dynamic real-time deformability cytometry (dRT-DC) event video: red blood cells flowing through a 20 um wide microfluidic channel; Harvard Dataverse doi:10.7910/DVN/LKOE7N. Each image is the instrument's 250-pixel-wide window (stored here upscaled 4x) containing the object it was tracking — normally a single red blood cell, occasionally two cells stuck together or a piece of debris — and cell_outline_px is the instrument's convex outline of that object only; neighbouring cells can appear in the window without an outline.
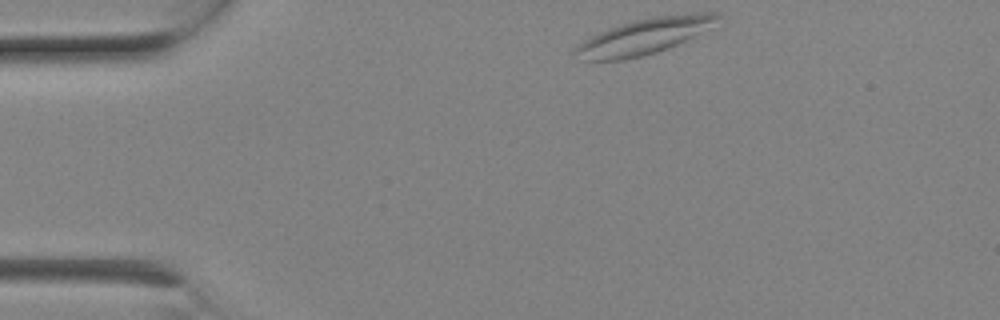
{"species": "Egyptian fruit bat (a non-hibernating species)", "species_latin": "Rousettus aegyptiacus", "temperature_condition": "room temperature", "stored_images_in_passage": 7, "camera_frame_rate_fps": 3000, "um_per_image_px": 0.085, "animal": {"sex": "female"}, "frame": {"image": 1, "passage_image": 1, "time_ms": 0.0, "image_size_px": [1000, 320], "cell_outline_px": [[720, 16], [712, 28], [668, 48], [656, 52], [624, 60], [584, 60], [572, 52], [584, 40], [600, 32], [636, 20], [652, 16], [700, 12], [712, 12]], "centroid_in_image_um": [54.82, 3.08], "position_along_channel_um": 30.2, "area_um2": 29.13}}
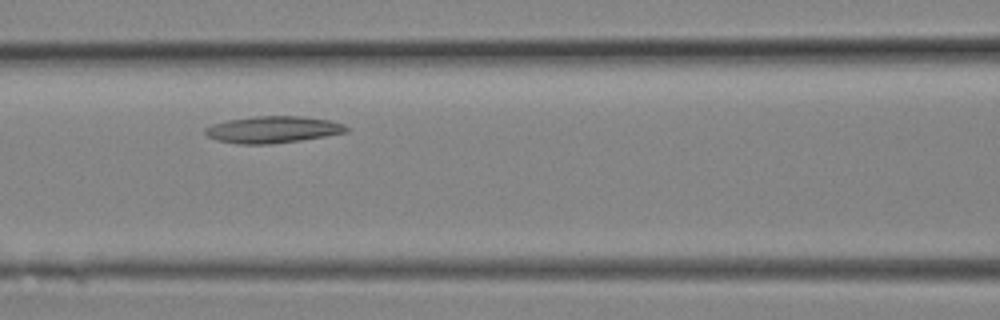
{"frame": {"image": 2, "passage_image": 6, "time_ms": 1.667, "image_size_px": [1000, 320], "cell_outline_px": [[348, 132], [300, 140], [268, 144], [240, 144], [216, 140], [208, 136], [204, 132], [204, 128], [212, 124], [228, 120], [256, 116], [304, 116], [332, 120], [344, 124], [348, 128]], "centroid_in_image_um": [23.2, 11.0], "position_along_channel_um": 143.4, "area_um2": 22.02}}
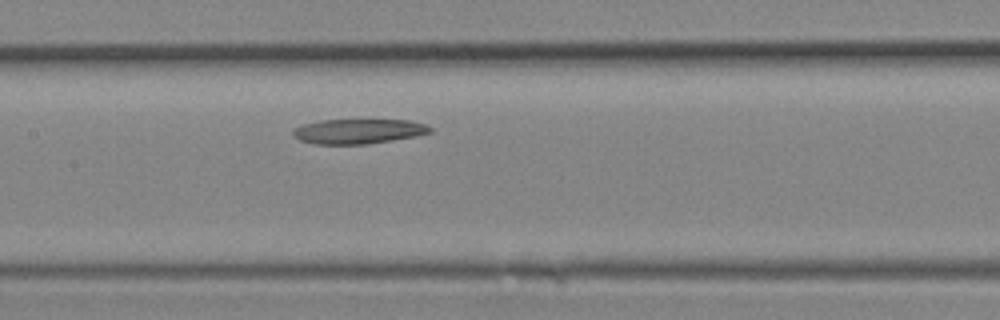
{"frame": {"image": 3, "passage_image": 7, "time_ms": 2.0, "image_size_px": [1000, 320], "cell_outline_px": [[432, 132], [416, 136], [392, 140], [364, 144], [312, 144], [300, 140], [292, 136], [292, 128], [304, 124], [324, 120], [408, 120], [424, 124], [432, 128]], "centroid_in_image_um": [30.42, 11.16], "position_along_channel_um": 177.0, "area_um2": 19.77}}